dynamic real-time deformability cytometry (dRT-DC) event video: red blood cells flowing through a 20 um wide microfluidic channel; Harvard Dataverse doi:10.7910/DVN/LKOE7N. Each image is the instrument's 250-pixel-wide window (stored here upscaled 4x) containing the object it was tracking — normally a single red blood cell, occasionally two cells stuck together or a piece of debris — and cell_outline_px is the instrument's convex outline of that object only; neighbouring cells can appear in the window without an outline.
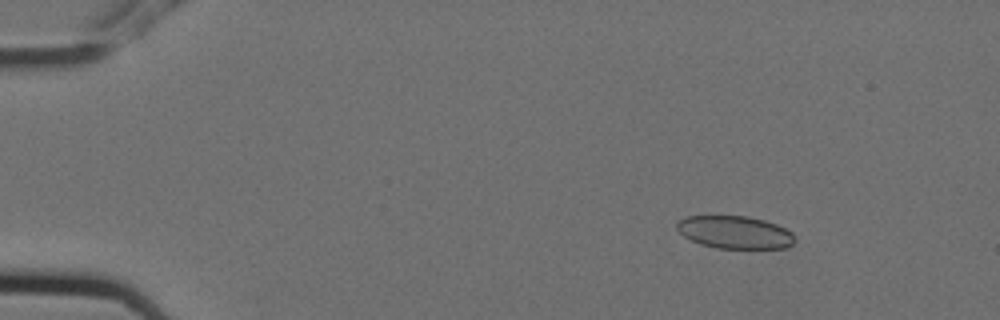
{"species": "Egyptian fruit bat (a non-hibernating species)", "species_latin": "Rousettus aegyptiacus", "temperature_condition": "cold", "stored_images_in_passage": 5, "camera_frame_rate_fps": 3000, "um_per_image_px": 0.085, "animal": {"sex": "female"}, "frame": {"image": 1, "passage_image": 3, "time_ms": 0.667, "image_size_px": [1000, 320], "cell_outline_px": [[796, 240], [792, 244], [784, 248], [716, 248], [700, 244], [684, 236], [676, 228], [676, 220], [684, 216], [748, 216], [764, 220], [776, 224], [792, 232]], "centroid_in_image_um": [62.43, 19.73], "position_along_channel_um": 22.6, "area_um2": 22.54}}